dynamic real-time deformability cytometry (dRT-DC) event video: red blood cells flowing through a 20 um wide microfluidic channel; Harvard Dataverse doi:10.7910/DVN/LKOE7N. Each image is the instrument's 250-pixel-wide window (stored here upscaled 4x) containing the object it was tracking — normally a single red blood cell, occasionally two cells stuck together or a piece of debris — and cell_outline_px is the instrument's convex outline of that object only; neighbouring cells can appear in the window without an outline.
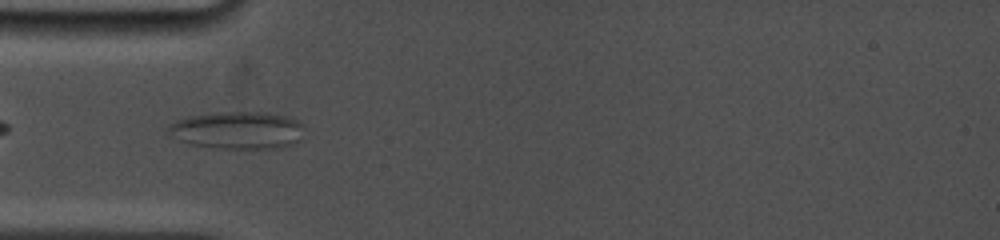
{"species": "common noctule bat (a hibernating species)", "species_latin": "Nyctalus noctula", "temperature_condition": "cold", "stored_images_in_passage": 22, "segment_of_instrument_passage": [1, 2], "camera_frame_rate_fps": 5000, "um_per_image_px": 0.085, "animal": {"sex": "female", "body_mass_g": 19.0, "forearm_length_mm": 53.3}, "frame": {"image": 1, "passage_image": 2, "time_ms": 0.6, "image_size_px": [1000, 240], "cell_outline_px": [[304, 124], [300, 140], [292, 144], [280, 148], [216, 148], [192, 144], [168, 136], [168, 124], [176, 120], [188, 116], [216, 112], [268, 112], [288, 116]], "centroid_in_image_um": [20.18, 11.06], "position_along_channel_um": 64.8, "area_um2": 29.94}}
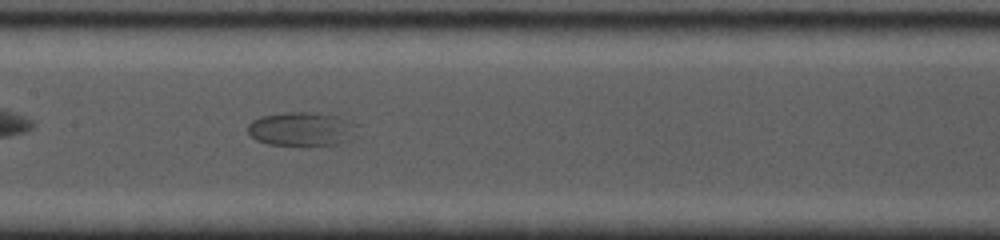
{"frame": {"image": 2, "passage_image": 7, "time_ms": 3.8, "image_size_px": [1000, 240], "cell_outline_px": [[356, 136], [352, 140], [340, 144], [304, 148], [268, 144], [256, 140], [248, 132], [248, 124], [252, 120], [260, 116], [284, 112], [312, 112], [336, 116], [356, 124]], "centroid_in_image_um": [25.66, 11.02], "position_along_channel_um": 181.7, "area_um2": 22.54}}
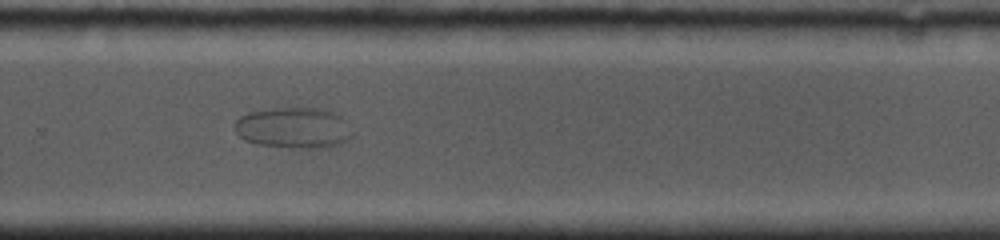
{"frame": {"image": 3, "passage_image": 14, "time_ms": 7.2, "image_size_px": [1000, 240], "cell_outline_px": [[352, 136], [348, 140], [340, 144], [324, 148], [292, 148], [256, 144], [244, 140], [232, 128], [236, 120], [240, 116], [248, 112], [272, 108], [320, 108], [332, 112], [340, 116], [352, 132]], "centroid_in_image_um": [24.91, 10.88], "position_along_channel_um": 304.9, "area_um2": 28.21}}